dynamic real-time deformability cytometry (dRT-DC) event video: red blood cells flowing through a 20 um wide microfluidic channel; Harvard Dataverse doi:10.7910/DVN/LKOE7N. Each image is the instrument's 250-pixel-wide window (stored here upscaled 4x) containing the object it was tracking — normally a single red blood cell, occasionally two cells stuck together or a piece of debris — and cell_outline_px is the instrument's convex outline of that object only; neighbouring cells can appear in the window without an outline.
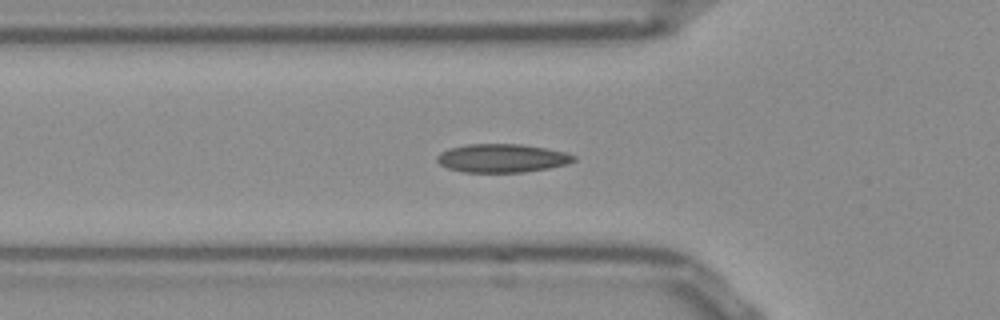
{"species": "Egyptian fruit bat (a non-hibernating species)", "species_latin": "Rousettus aegyptiacus", "temperature_condition": "room temperature", "stored_images_in_passage": 38, "segment_of_instrument_passage": [1, 2], "camera_frame_rate_fps": 3000, "um_per_image_px": 0.085, "frame": {"image": 1, "passage_image": 2, "time_ms": 0.333, "image_size_px": [1000, 320], "cell_outline_px": [[576, 160], [568, 164], [548, 168], [524, 172], [464, 172], [448, 168], [440, 164], [436, 160], [436, 156], [440, 152], [448, 148], [468, 144], [520, 144], [548, 148], [564, 152], [576, 156]], "centroid_in_image_um": [42.67, 13.44], "position_along_channel_um": 83.1, "area_um2": 22.77}}
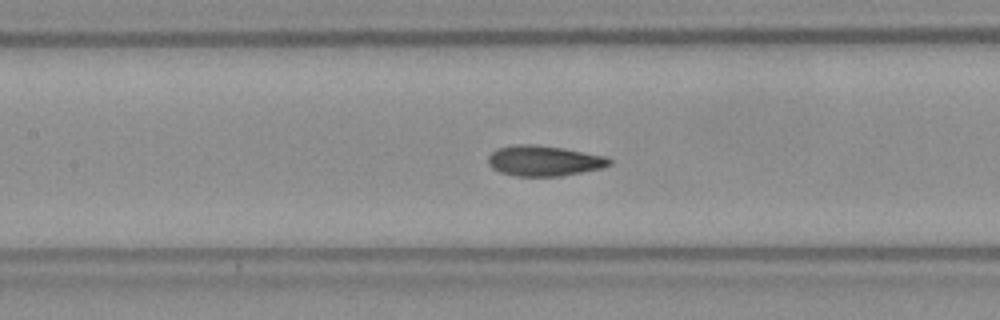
{"frame": {"image": 2, "passage_image": 8, "time_ms": 2.333, "image_size_px": [1000, 320], "cell_outline_px": [[612, 164], [604, 168], [560, 176], [516, 176], [500, 172], [492, 168], [488, 164], [488, 156], [496, 148], [516, 144], [532, 144], [564, 148], [608, 156], [612, 160]], "centroid_in_image_um": [46.27, 13.66], "position_along_channel_um": 161.1, "area_um2": 21.79}}
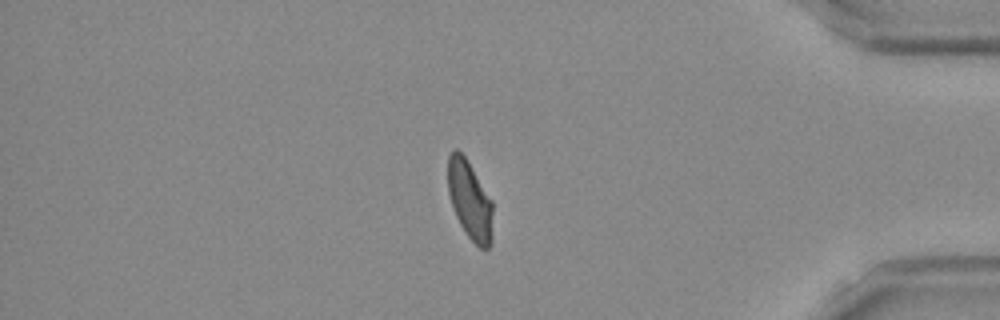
{"frame": {"image": 3, "passage_image": 29, "time_ms": 9.333, "image_size_px": [1000, 320], "cell_outline_px": [[492, 244], [488, 248], [480, 248], [464, 232], [456, 216], [448, 192], [448, 156], [456, 148], [464, 156], [492, 200]], "centroid_in_image_um": [39.94, 17.05], "position_along_channel_um": 395.3, "area_um2": 20.35}}